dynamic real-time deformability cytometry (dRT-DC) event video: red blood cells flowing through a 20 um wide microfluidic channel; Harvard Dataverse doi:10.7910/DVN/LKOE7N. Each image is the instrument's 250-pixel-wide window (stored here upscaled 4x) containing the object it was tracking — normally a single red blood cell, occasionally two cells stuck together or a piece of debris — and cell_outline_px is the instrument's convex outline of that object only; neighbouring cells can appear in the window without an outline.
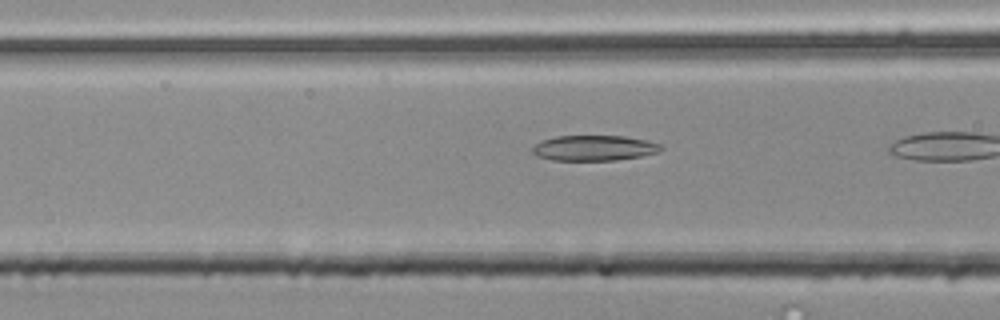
{"species": "common noctule bat (a hibernating species)", "species_latin": "Nyctalus noctula", "temperature_condition": "room temperature", "stored_images_in_passage": 24, "camera_frame_rate_fps": 3000, "um_per_image_px": 0.085, "animal": {"sex": "male", "body_mass_g": 20.4}, "frame": {"image": 1, "passage_image": 20, "time_ms": 6.333, "image_size_px": [1000, 320], "cell_outline_px": [[664, 148], [660, 152], [640, 156], [616, 160], [552, 160], [536, 156], [532, 152], [532, 148], [540, 140], [556, 136], [624, 136], [644, 140], [660, 144]], "centroid_in_image_um": [50.48, 12.58], "position_along_channel_um": 116.1, "area_um2": 19.02}}
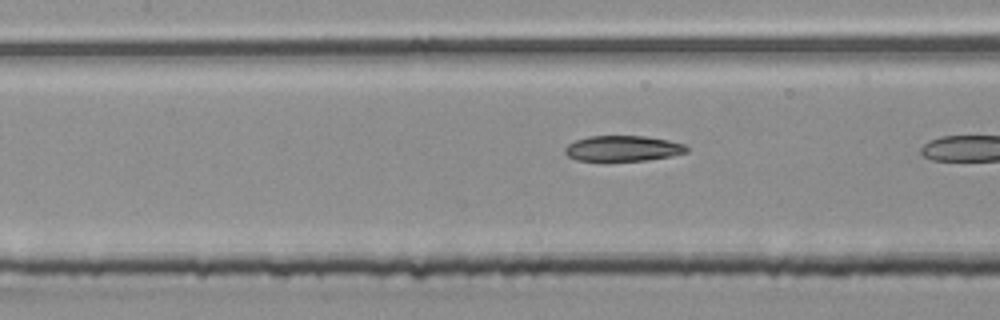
{"frame": {"image": 2, "passage_image": 23, "time_ms": 7.333, "image_size_px": [1000, 320], "cell_outline_px": [[688, 152], [672, 156], [644, 160], [576, 160], [568, 156], [564, 152], [564, 148], [568, 144], [576, 140], [588, 136], [648, 136], [668, 140], [684, 144], [688, 148]], "centroid_in_image_um": [52.95, 12.6], "position_along_channel_um": 154.4, "area_um2": 18.03}}